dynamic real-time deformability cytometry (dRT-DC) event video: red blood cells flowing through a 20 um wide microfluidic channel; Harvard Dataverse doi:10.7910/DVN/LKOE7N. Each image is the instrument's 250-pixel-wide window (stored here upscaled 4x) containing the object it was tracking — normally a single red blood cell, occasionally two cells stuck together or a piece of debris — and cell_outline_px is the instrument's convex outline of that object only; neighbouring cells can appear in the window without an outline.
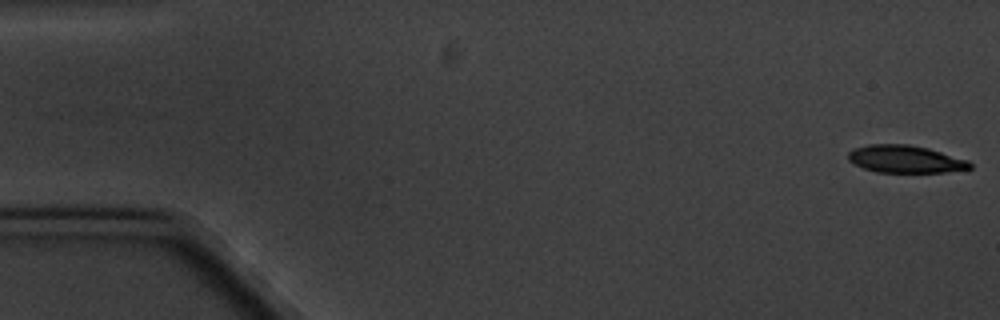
{"species": "common noctule bat (a hibernating species)", "species_latin": "Nyctalus noctula", "temperature_condition": "cold", "stored_images_in_passage": 5, "camera_frame_rate_fps": 3000, "um_per_image_px": 0.085, "animal": {"sex": "male", "body_mass_g": 20.1, "forearm_length_mm": 53.5}, "frame": {"image": 1, "passage_image": 1, "time_ms": 0.0, "image_size_px": [1000, 320], "cell_outline_px": [[972, 168], [944, 172], [876, 172], [852, 164], [848, 160], [848, 152], [852, 148], [868, 144], [908, 144], [928, 148], [968, 160], [972, 164]], "centroid_in_image_um": [76.91, 13.52], "position_along_channel_um": 8.1, "area_um2": 19.59}}
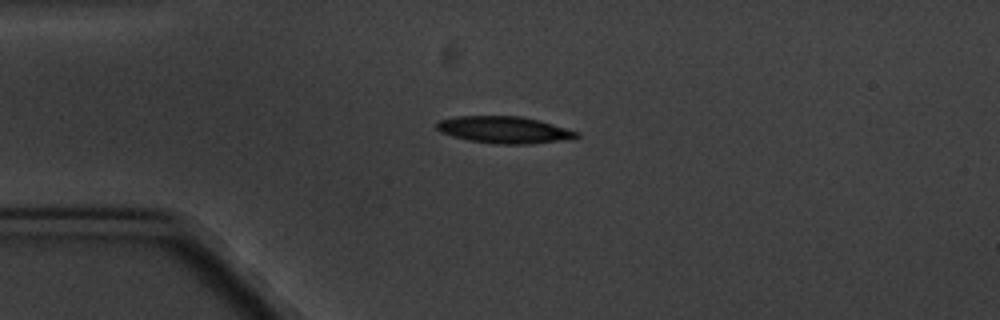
{"frame": {"image": 2, "passage_image": 4, "time_ms": 4.333, "image_size_px": [1000, 320], "cell_outline_px": [[580, 136], [572, 140], [528, 144], [496, 144], [468, 140], [452, 136], [440, 132], [436, 128], [436, 124], [440, 120], [456, 116], [520, 116], [540, 120], [580, 132]], "centroid_in_image_um": [42.92, 11.04], "position_along_channel_um": 42.1, "area_um2": 22.2}}